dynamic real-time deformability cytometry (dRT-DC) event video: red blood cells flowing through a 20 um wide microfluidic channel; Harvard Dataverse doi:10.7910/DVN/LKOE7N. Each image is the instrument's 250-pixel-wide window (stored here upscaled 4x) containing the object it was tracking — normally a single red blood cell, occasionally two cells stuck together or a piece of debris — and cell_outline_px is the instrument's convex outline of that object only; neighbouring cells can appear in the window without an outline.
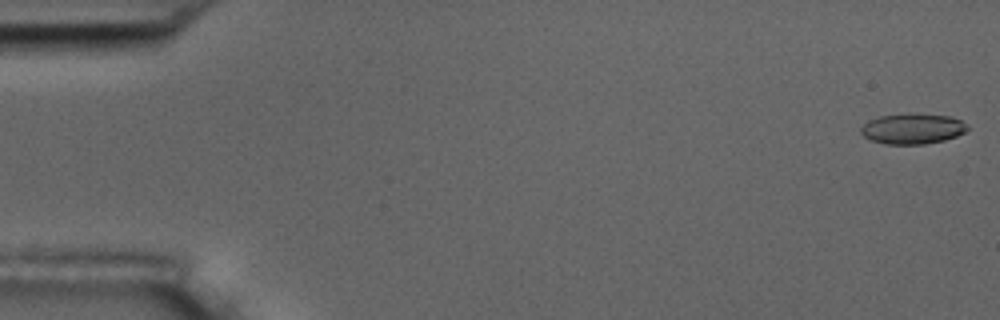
{"species": "common noctule bat (a hibernating species)", "species_latin": "Nyctalus noctula", "temperature_condition": "room temperature", "stored_images_in_passage": 55, "camera_frame_rate_fps": 3000, "um_per_image_px": 0.085, "animal": {"sex": "male", "body_mass_g": 17.5, "forearm_length_mm": 52.3}, "frame": {"image": 1, "passage_image": 1, "time_ms": 0.0, "image_size_px": [1000, 320], "cell_outline_px": [[968, 128], [964, 132], [956, 136], [944, 140], [924, 144], [884, 144], [872, 140], [864, 136], [860, 132], [860, 128], [868, 120], [880, 116], [912, 112], [948, 116], [960, 120]], "centroid_in_image_um": [77.53, 10.93], "position_along_channel_um": 7.5, "area_um2": 18.96}}
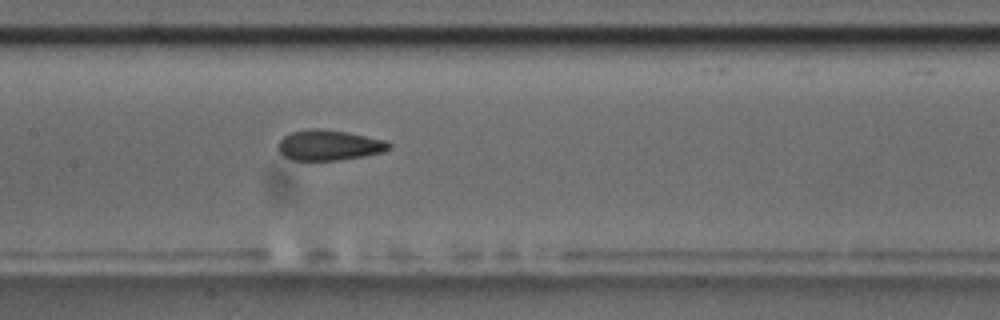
{"frame": {"image": 2, "passage_image": 27, "time_ms": 8.667, "image_size_px": [1000, 320], "cell_outline_px": [[392, 148], [384, 152], [364, 156], [336, 160], [292, 160], [284, 156], [280, 152], [280, 140], [284, 136], [292, 132], [312, 128], [320, 128], [348, 132], [388, 140], [392, 144]], "centroid_in_image_um": [28.05, 12.33], "position_along_channel_um": 179.3, "area_um2": 19.71}}
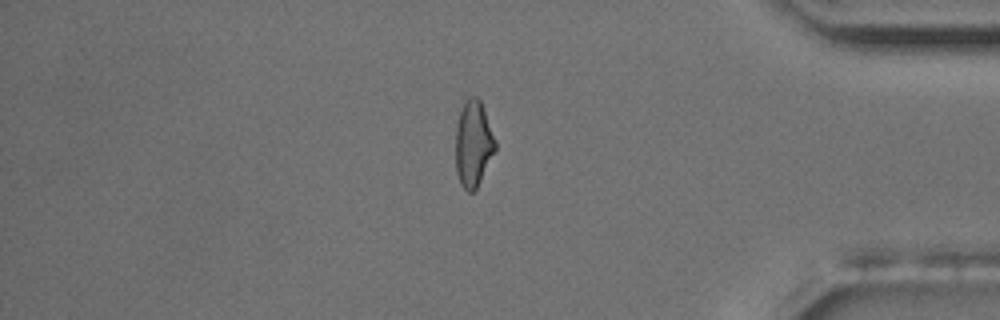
{"frame": {"image": 3, "passage_image": 47, "time_ms": 15.333, "image_size_px": [1000, 320], "cell_outline_px": [[496, 148], [476, 188], [472, 192], [468, 192], [460, 184], [456, 172], [456, 128], [460, 112], [464, 104], [472, 96], [476, 96], [480, 100], [496, 140]], "centroid_in_image_um": [40.23, 12.24], "position_along_channel_um": 395.0, "area_um2": 19.48}, "authors_computed_cell_mechanics": {"area_um2": 19.941, "velocity_mm_per_s": 3.6536, "shape_relaxation_time_tau1_ms": 8.2741, "shape_relaxation_time_tau2_ms": 1.579, "deformation_change_tau1": 0.1781, "deformation_change_tau2": 0.0681}}